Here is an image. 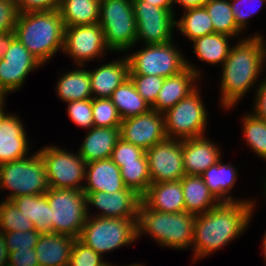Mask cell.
I'll list each match as a JSON object with an SVG mask.
<instances>
[{"label": "cell", "instance_id": "cell-1", "mask_svg": "<svg viewBox=\"0 0 266 266\" xmlns=\"http://www.w3.org/2000/svg\"><path fill=\"white\" fill-rule=\"evenodd\" d=\"M254 206L251 199H238L219 202L211 210L195 215L192 261L205 258L240 237L253 217Z\"/></svg>", "mask_w": 266, "mask_h": 266}, {"label": "cell", "instance_id": "cell-2", "mask_svg": "<svg viewBox=\"0 0 266 266\" xmlns=\"http://www.w3.org/2000/svg\"><path fill=\"white\" fill-rule=\"evenodd\" d=\"M262 35L246 37L230 49L222 65L221 106L234 107L249 92L263 71L266 60V43Z\"/></svg>", "mask_w": 266, "mask_h": 266}, {"label": "cell", "instance_id": "cell-3", "mask_svg": "<svg viewBox=\"0 0 266 266\" xmlns=\"http://www.w3.org/2000/svg\"><path fill=\"white\" fill-rule=\"evenodd\" d=\"M65 26L58 11L19 13L15 38L42 64L63 50Z\"/></svg>", "mask_w": 266, "mask_h": 266}, {"label": "cell", "instance_id": "cell-4", "mask_svg": "<svg viewBox=\"0 0 266 266\" xmlns=\"http://www.w3.org/2000/svg\"><path fill=\"white\" fill-rule=\"evenodd\" d=\"M195 215L186 211L163 213L139 205L137 237L148 234L162 247L174 249L192 248Z\"/></svg>", "mask_w": 266, "mask_h": 266}, {"label": "cell", "instance_id": "cell-5", "mask_svg": "<svg viewBox=\"0 0 266 266\" xmlns=\"http://www.w3.org/2000/svg\"><path fill=\"white\" fill-rule=\"evenodd\" d=\"M11 190L6 200L45 194L49 189L46 166L39 151L32 156L0 165V191Z\"/></svg>", "mask_w": 266, "mask_h": 266}, {"label": "cell", "instance_id": "cell-6", "mask_svg": "<svg viewBox=\"0 0 266 266\" xmlns=\"http://www.w3.org/2000/svg\"><path fill=\"white\" fill-rule=\"evenodd\" d=\"M137 238V219L88 215L78 239L103 256L106 252L134 243Z\"/></svg>", "mask_w": 266, "mask_h": 266}, {"label": "cell", "instance_id": "cell-7", "mask_svg": "<svg viewBox=\"0 0 266 266\" xmlns=\"http://www.w3.org/2000/svg\"><path fill=\"white\" fill-rule=\"evenodd\" d=\"M99 25L113 52H124L136 45L137 24L132 0H100Z\"/></svg>", "mask_w": 266, "mask_h": 266}, {"label": "cell", "instance_id": "cell-8", "mask_svg": "<svg viewBox=\"0 0 266 266\" xmlns=\"http://www.w3.org/2000/svg\"><path fill=\"white\" fill-rule=\"evenodd\" d=\"M46 194L51 208L52 233L79 238L89 215L83 190L49 188Z\"/></svg>", "mask_w": 266, "mask_h": 266}, {"label": "cell", "instance_id": "cell-9", "mask_svg": "<svg viewBox=\"0 0 266 266\" xmlns=\"http://www.w3.org/2000/svg\"><path fill=\"white\" fill-rule=\"evenodd\" d=\"M201 98L197 87L163 113L167 138L184 140L205 136L208 118Z\"/></svg>", "mask_w": 266, "mask_h": 266}, {"label": "cell", "instance_id": "cell-10", "mask_svg": "<svg viewBox=\"0 0 266 266\" xmlns=\"http://www.w3.org/2000/svg\"><path fill=\"white\" fill-rule=\"evenodd\" d=\"M129 55H127L129 74L157 75L167 78L187 68L184 55L172 41L165 44H148Z\"/></svg>", "mask_w": 266, "mask_h": 266}, {"label": "cell", "instance_id": "cell-11", "mask_svg": "<svg viewBox=\"0 0 266 266\" xmlns=\"http://www.w3.org/2000/svg\"><path fill=\"white\" fill-rule=\"evenodd\" d=\"M38 151L45 162L49 188L83 190L86 162L79 154L52 145Z\"/></svg>", "mask_w": 266, "mask_h": 266}, {"label": "cell", "instance_id": "cell-12", "mask_svg": "<svg viewBox=\"0 0 266 266\" xmlns=\"http://www.w3.org/2000/svg\"><path fill=\"white\" fill-rule=\"evenodd\" d=\"M136 19V43L165 44L172 41L175 26L174 14L167 9L145 1H132Z\"/></svg>", "mask_w": 266, "mask_h": 266}, {"label": "cell", "instance_id": "cell-13", "mask_svg": "<svg viewBox=\"0 0 266 266\" xmlns=\"http://www.w3.org/2000/svg\"><path fill=\"white\" fill-rule=\"evenodd\" d=\"M110 50L105 42V35L99 23L65 27L63 50L79 66L95 58H102Z\"/></svg>", "mask_w": 266, "mask_h": 266}, {"label": "cell", "instance_id": "cell-14", "mask_svg": "<svg viewBox=\"0 0 266 266\" xmlns=\"http://www.w3.org/2000/svg\"><path fill=\"white\" fill-rule=\"evenodd\" d=\"M151 183L181 180L185 176L182 140L169 139L146 150Z\"/></svg>", "mask_w": 266, "mask_h": 266}, {"label": "cell", "instance_id": "cell-15", "mask_svg": "<svg viewBox=\"0 0 266 266\" xmlns=\"http://www.w3.org/2000/svg\"><path fill=\"white\" fill-rule=\"evenodd\" d=\"M120 138L145 151L166 140L163 113L151 109L148 113L122 120Z\"/></svg>", "mask_w": 266, "mask_h": 266}, {"label": "cell", "instance_id": "cell-16", "mask_svg": "<svg viewBox=\"0 0 266 266\" xmlns=\"http://www.w3.org/2000/svg\"><path fill=\"white\" fill-rule=\"evenodd\" d=\"M43 65L15 39L0 58V84L10 94L20 89L30 72Z\"/></svg>", "mask_w": 266, "mask_h": 266}, {"label": "cell", "instance_id": "cell-17", "mask_svg": "<svg viewBox=\"0 0 266 266\" xmlns=\"http://www.w3.org/2000/svg\"><path fill=\"white\" fill-rule=\"evenodd\" d=\"M86 195V204L94 206L102 211L94 215L101 218H121L137 219L138 209L141 204V196L134 190L126 188L124 190L107 193V192H84Z\"/></svg>", "mask_w": 266, "mask_h": 266}, {"label": "cell", "instance_id": "cell-18", "mask_svg": "<svg viewBox=\"0 0 266 266\" xmlns=\"http://www.w3.org/2000/svg\"><path fill=\"white\" fill-rule=\"evenodd\" d=\"M186 65L187 68L182 72L165 78L155 104L151 107L152 110L164 113L197 88L194 82L200 79V70L190 65L188 60H186Z\"/></svg>", "mask_w": 266, "mask_h": 266}, {"label": "cell", "instance_id": "cell-19", "mask_svg": "<svg viewBox=\"0 0 266 266\" xmlns=\"http://www.w3.org/2000/svg\"><path fill=\"white\" fill-rule=\"evenodd\" d=\"M20 118L6 114L0 119V165L28 155L29 141Z\"/></svg>", "mask_w": 266, "mask_h": 266}, {"label": "cell", "instance_id": "cell-20", "mask_svg": "<svg viewBox=\"0 0 266 266\" xmlns=\"http://www.w3.org/2000/svg\"><path fill=\"white\" fill-rule=\"evenodd\" d=\"M216 145L204 136L182 140L185 175L201 176L215 165L222 158V152Z\"/></svg>", "mask_w": 266, "mask_h": 266}, {"label": "cell", "instance_id": "cell-21", "mask_svg": "<svg viewBox=\"0 0 266 266\" xmlns=\"http://www.w3.org/2000/svg\"><path fill=\"white\" fill-rule=\"evenodd\" d=\"M141 204L145 208L163 213L185 211L181 180L151 183L141 196Z\"/></svg>", "mask_w": 266, "mask_h": 266}, {"label": "cell", "instance_id": "cell-22", "mask_svg": "<svg viewBox=\"0 0 266 266\" xmlns=\"http://www.w3.org/2000/svg\"><path fill=\"white\" fill-rule=\"evenodd\" d=\"M83 192L114 193L127 187L122 180L120 168L111 158L86 163ZM88 183V184H87Z\"/></svg>", "mask_w": 266, "mask_h": 266}, {"label": "cell", "instance_id": "cell-23", "mask_svg": "<svg viewBox=\"0 0 266 266\" xmlns=\"http://www.w3.org/2000/svg\"><path fill=\"white\" fill-rule=\"evenodd\" d=\"M93 98H110L112 93L129 78L127 57L89 70Z\"/></svg>", "mask_w": 266, "mask_h": 266}, {"label": "cell", "instance_id": "cell-24", "mask_svg": "<svg viewBox=\"0 0 266 266\" xmlns=\"http://www.w3.org/2000/svg\"><path fill=\"white\" fill-rule=\"evenodd\" d=\"M76 238L57 233H43L35 246L39 266H65L70 262Z\"/></svg>", "mask_w": 266, "mask_h": 266}, {"label": "cell", "instance_id": "cell-25", "mask_svg": "<svg viewBox=\"0 0 266 266\" xmlns=\"http://www.w3.org/2000/svg\"><path fill=\"white\" fill-rule=\"evenodd\" d=\"M120 138V127H93L88 130L79 151L86 163L111 158Z\"/></svg>", "mask_w": 266, "mask_h": 266}, {"label": "cell", "instance_id": "cell-26", "mask_svg": "<svg viewBox=\"0 0 266 266\" xmlns=\"http://www.w3.org/2000/svg\"><path fill=\"white\" fill-rule=\"evenodd\" d=\"M185 211L193 215L205 213L219 201L211 194L202 176L185 175L181 178Z\"/></svg>", "mask_w": 266, "mask_h": 266}, {"label": "cell", "instance_id": "cell-27", "mask_svg": "<svg viewBox=\"0 0 266 266\" xmlns=\"http://www.w3.org/2000/svg\"><path fill=\"white\" fill-rule=\"evenodd\" d=\"M11 201L22 215L32 221L35 230L41 234L52 233L51 208L46 193L19 196Z\"/></svg>", "mask_w": 266, "mask_h": 266}, {"label": "cell", "instance_id": "cell-28", "mask_svg": "<svg viewBox=\"0 0 266 266\" xmlns=\"http://www.w3.org/2000/svg\"><path fill=\"white\" fill-rule=\"evenodd\" d=\"M58 11L65 27L99 23L100 0H60Z\"/></svg>", "mask_w": 266, "mask_h": 266}, {"label": "cell", "instance_id": "cell-29", "mask_svg": "<svg viewBox=\"0 0 266 266\" xmlns=\"http://www.w3.org/2000/svg\"><path fill=\"white\" fill-rule=\"evenodd\" d=\"M237 171L233 165L221 163V159L213 166H210L202 173V178L209 188L211 194L219 202L236 201L231 195L235 181L237 179Z\"/></svg>", "mask_w": 266, "mask_h": 266}, {"label": "cell", "instance_id": "cell-30", "mask_svg": "<svg viewBox=\"0 0 266 266\" xmlns=\"http://www.w3.org/2000/svg\"><path fill=\"white\" fill-rule=\"evenodd\" d=\"M79 67L60 76L56 85L58 97L65 103L93 98L89 70Z\"/></svg>", "mask_w": 266, "mask_h": 266}, {"label": "cell", "instance_id": "cell-31", "mask_svg": "<svg viewBox=\"0 0 266 266\" xmlns=\"http://www.w3.org/2000/svg\"><path fill=\"white\" fill-rule=\"evenodd\" d=\"M230 38L233 37L216 32L204 35L192 41L193 52L201 61L212 65L220 63L223 65L232 47L228 42Z\"/></svg>", "mask_w": 266, "mask_h": 266}, {"label": "cell", "instance_id": "cell-32", "mask_svg": "<svg viewBox=\"0 0 266 266\" xmlns=\"http://www.w3.org/2000/svg\"><path fill=\"white\" fill-rule=\"evenodd\" d=\"M122 120L148 113L150 105L136 91L130 78L124 81L110 97Z\"/></svg>", "mask_w": 266, "mask_h": 266}, {"label": "cell", "instance_id": "cell-33", "mask_svg": "<svg viewBox=\"0 0 266 266\" xmlns=\"http://www.w3.org/2000/svg\"><path fill=\"white\" fill-rule=\"evenodd\" d=\"M182 18L175 20V26L191 41L214 33L211 18L205 7L186 9Z\"/></svg>", "mask_w": 266, "mask_h": 266}, {"label": "cell", "instance_id": "cell-34", "mask_svg": "<svg viewBox=\"0 0 266 266\" xmlns=\"http://www.w3.org/2000/svg\"><path fill=\"white\" fill-rule=\"evenodd\" d=\"M204 7L211 18L214 32L231 37L241 33L235 22L230 0H208Z\"/></svg>", "mask_w": 266, "mask_h": 266}, {"label": "cell", "instance_id": "cell-35", "mask_svg": "<svg viewBox=\"0 0 266 266\" xmlns=\"http://www.w3.org/2000/svg\"><path fill=\"white\" fill-rule=\"evenodd\" d=\"M120 174L127 188L142 196L151 184L148 159L138 158L137 162L123 163Z\"/></svg>", "mask_w": 266, "mask_h": 266}, {"label": "cell", "instance_id": "cell-36", "mask_svg": "<svg viewBox=\"0 0 266 266\" xmlns=\"http://www.w3.org/2000/svg\"><path fill=\"white\" fill-rule=\"evenodd\" d=\"M242 119L243 134L248 146L259 158L266 160V121L256 117L252 112Z\"/></svg>", "mask_w": 266, "mask_h": 266}, {"label": "cell", "instance_id": "cell-37", "mask_svg": "<svg viewBox=\"0 0 266 266\" xmlns=\"http://www.w3.org/2000/svg\"><path fill=\"white\" fill-rule=\"evenodd\" d=\"M35 230L31 220L22 215L11 200L0 202V232Z\"/></svg>", "mask_w": 266, "mask_h": 266}, {"label": "cell", "instance_id": "cell-38", "mask_svg": "<svg viewBox=\"0 0 266 266\" xmlns=\"http://www.w3.org/2000/svg\"><path fill=\"white\" fill-rule=\"evenodd\" d=\"M94 127H120L122 118L110 98H92Z\"/></svg>", "mask_w": 266, "mask_h": 266}, {"label": "cell", "instance_id": "cell-39", "mask_svg": "<svg viewBox=\"0 0 266 266\" xmlns=\"http://www.w3.org/2000/svg\"><path fill=\"white\" fill-rule=\"evenodd\" d=\"M129 78L134 84L136 91L152 107L155 104L165 77L157 75L129 74Z\"/></svg>", "mask_w": 266, "mask_h": 266}, {"label": "cell", "instance_id": "cell-40", "mask_svg": "<svg viewBox=\"0 0 266 266\" xmlns=\"http://www.w3.org/2000/svg\"><path fill=\"white\" fill-rule=\"evenodd\" d=\"M67 103V113L75 124L79 127L87 128V130L94 127L92 117V98L75 100Z\"/></svg>", "mask_w": 266, "mask_h": 266}, {"label": "cell", "instance_id": "cell-41", "mask_svg": "<svg viewBox=\"0 0 266 266\" xmlns=\"http://www.w3.org/2000/svg\"><path fill=\"white\" fill-rule=\"evenodd\" d=\"M70 263L73 266H107L108 262L77 238L73 244Z\"/></svg>", "mask_w": 266, "mask_h": 266}, {"label": "cell", "instance_id": "cell-42", "mask_svg": "<svg viewBox=\"0 0 266 266\" xmlns=\"http://www.w3.org/2000/svg\"><path fill=\"white\" fill-rule=\"evenodd\" d=\"M138 158H147L146 151L119 138L111 155V160L120 168L123 163L137 162Z\"/></svg>", "mask_w": 266, "mask_h": 266}, {"label": "cell", "instance_id": "cell-43", "mask_svg": "<svg viewBox=\"0 0 266 266\" xmlns=\"http://www.w3.org/2000/svg\"><path fill=\"white\" fill-rule=\"evenodd\" d=\"M41 233L37 230L4 232L8 252L35 248Z\"/></svg>", "mask_w": 266, "mask_h": 266}, {"label": "cell", "instance_id": "cell-44", "mask_svg": "<svg viewBox=\"0 0 266 266\" xmlns=\"http://www.w3.org/2000/svg\"><path fill=\"white\" fill-rule=\"evenodd\" d=\"M264 2H266V0H233V1H230L232 13H233L236 25L241 31H243V29L247 28V23L249 22L247 19L250 16H252L254 13H256L259 10L258 7L260 8ZM244 3L245 4H247V3L252 4L253 3L252 6H250V7H253V6L254 7L243 10ZM254 3H255V5H254ZM256 3H260V5H257Z\"/></svg>", "mask_w": 266, "mask_h": 266}, {"label": "cell", "instance_id": "cell-45", "mask_svg": "<svg viewBox=\"0 0 266 266\" xmlns=\"http://www.w3.org/2000/svg\"><path fill=\"white\" fill-rule=\"evenodd\" d=\"M18 16L15 0H0V33L14 31Z\"/></svg>", "mask_w": 266, "mask_h": 266}, {"label": "cell", "instance_id": "cell-46", "mask_svg": "<svg viewBox=\"0 0 266 266\" xmlns=\"http://www.w3.org/2000/svg\"><path fill=\"white\" fill-rule=\"evenodd\" d=\"M19 13L52 11L59 7L60 0H15Z\"/></svg>", "mask_w": 266, "mask_h": 266}, {"label": "cell", "instance_id": "cell-47", "mask_svg": "<svg viewBox=\"0 0 266 266\" xmlns=\"http://www.w3.org/2000/svg\"><path fill=\"white\" fill-rule=\"evenodd\" d=\"M8 266H39L35 248L10 252Z\"/></svg>", "mask_w": 266, "mask_h": 266}, {"label": "cell", "instance_id": "cell-48", "mask_svg": "<svg viewBox=\"0 0 266 266\" xmlns=\"http://www.w3.org/2000/svg\"><path fill=\"white\" fill-rule=\"evenodd\" d=\"M252 113L266 121V78L257 86Z\"/></svg>", "mask_w": 266, "mask_h": 266}, {"label": "cell", "instance_id": "cell-49", "mask_svg": "<svg viewBox=\"0 0 266 266\" xmlns=\"http://www.w3.org/2000/svg\"><path fill=\"white\" fill-rule=\"evenodd\" d=\"M14 31H8L0 33V58H2L5 52L10 47L11 43L15 40Z\"/></svg>", "mask_w": 266, "mask_h": 266}, {"label": "cell", "instance_id": "cell-50", "mask_svg": "<svg viewBox=\"0 0 266 266\" xmlns=\"http://www.w3.org/2000/svg\"><path fill=\"white\" fill-rule=\"evenodd\" d=\"M9 252L5 241L4 232H0V266H8Z\"/></svg>", "mask_w": 266, "mask_h": 266}, {"label": "cell", "instance_id": "cell-51", "mask_svg": "<svg viewBox=\"0 0 266 266\" xmlns=\"http://www.w3.org/2000/svg\"><path fill=\"white\" fill-rule=\"evenodd\" d=\"M208 0H174V5L178 4L183 7V10L189 8L203 7Z\"/></svg>", "mask_w": 266, "mask_h": 266}, {"label": "cell", "instance_id": "cell-52", "mask_svg": "<svg viewBox=\"0 0 266 266\" xmlns=\"http://www.w3.org/2000/svg\"><path fill=\"white\" fill-rule=\"evenodd\" d=\"M132 1H145L154 6L170 10L174 14L173 10L174 0H132Z\"/></svg>", "mask_w": 266, "mask_h": 266}, {"label": "cell", "instance_id": "cell-53", "mask_svg": "<svg viewBox=\"0 0 266 266\" xmlns=\"http://www.w3.org/2000/svg\"><path fill=\"white\" fill-rule=\"evenodd\" d=\"M9 94L5 88L0 84V100H6L5 97Z\"/></svg>", "mask_w": 266, "mask_h": 266}, {"label": "cell", "instance_id": "cell-54", "mask_svg": "<svg viewBox=\"0 0 266 266\" xmlns=\"http://www.w3.org/2000/svg\"><path fill=\"white\" fill-rule=\"evenodd\" d=\"M5 100H0V119L5 115L6 111H4Z\"/></svg>", "mask_w": 266, "mask_h": 266}, {"label": "cell", "instance_id": "cell-55", "mask_svg": "<svg viewBox=\"0 0 266 266\" xmlns=\"http://www.w3.org/2000/svg\"><path fill=\"white\" fill-rule=\"evenodd\" d=\"M265 235H263L264 237L262 238L263 239V254H264V257H265V261H266V232L264 233Z\"/></svg>", "mask_w": 266, "mask_h": 266}, {"label": "cell", "instance_id": "cell-56", "mask_svg": "<svg viewBox=\"0 0 266 266\" xmlns=\"http://www.w3.org/2000/svg\"><path fill=\"white\" fill-rule=\"evenodd\" d=\"M107 266H112V264H110V263H107ZM115 266V265H114ZM125 266V265H124ZM128 266H143V264H131V265H128Z\"/></svg>", "mask_w": 266, "mask_h": 266}, {"label": "cell", "instance_id": "cell-57", "mask_svg": "<svg viewBox=\"0 0 266 266\" xmlns=\"http://www.w3.org/2000/svg\"><path fill=\"white\" fill-rule=\"evenodd\" d=\"M65 266H73L70 262L67 264V265H65Z\"/></svg>", "mask_w": 266, "mask_h": 266}, {"label": "cell", "instance_id": "cell-58", "mask_svg": "<svg viewBox=\"0 0 266 266\" xmlns=\"http://www.w3.org/2000/svg\"><path fill=\"white\" fill-rule=\"evenodd\" d=\"M265 178H266V177H265ZM264 188H265V190H264V191H265V195H266V182H265V187H264Z\"/></svg>", "mask_w": 266, "mask_h": 266}]
</instances>
